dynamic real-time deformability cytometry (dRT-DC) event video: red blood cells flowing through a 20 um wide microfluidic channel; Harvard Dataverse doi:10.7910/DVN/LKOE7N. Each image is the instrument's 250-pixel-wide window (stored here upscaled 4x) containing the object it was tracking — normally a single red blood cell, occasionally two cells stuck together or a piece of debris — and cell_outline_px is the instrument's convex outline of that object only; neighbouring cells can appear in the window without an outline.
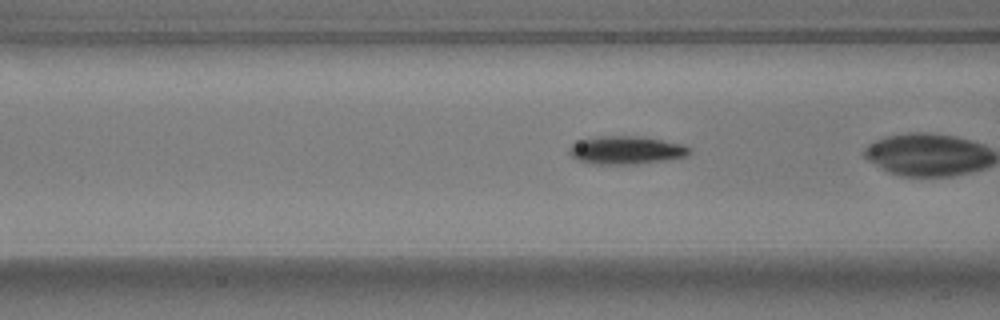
{"species": "common noctule bat (a hibernating species)", "species_latin": "Nyctalus noctula", "temperature_condition": "warm", "stored_images_in_passage": 31, "camera_frame_rate_fps": 3000, "um_per_image_px": 0.085, "animal": {"sex": "male", "body_mass_g": 17.9}, "frame": {"image": 1, "passage_image": 10, "time_ms": 3.0, "image_size_px": [1000, 320], "cell_outline_px": [[692, 152], [688, 156], [636, 164], [600, 164], [576, 160], [568, 152], [568, 148], [576, 140], [600, 136], [636, 136], [684, 144], [692, 148]], "centroid_in_image_um": [53.21, 12.76], "position_along_channel_um": 113.4, "area_um2": 19.71}}